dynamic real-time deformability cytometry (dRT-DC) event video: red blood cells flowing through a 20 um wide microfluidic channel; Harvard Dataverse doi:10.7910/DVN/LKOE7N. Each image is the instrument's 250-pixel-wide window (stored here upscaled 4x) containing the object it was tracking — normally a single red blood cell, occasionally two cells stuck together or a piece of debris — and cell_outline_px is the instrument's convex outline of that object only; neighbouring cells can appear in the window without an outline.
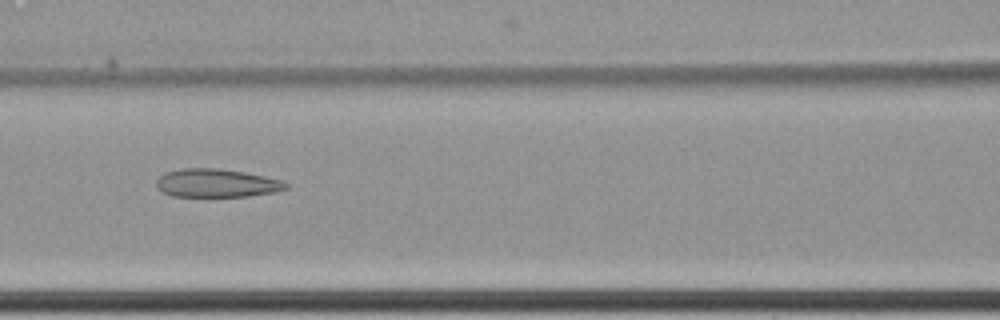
{"species": "common noctule bat (a hibernating species)", "species_latin": "Nyctalus noctula", "temperature_condition": "cold", "stored_images_in_passage": 9, "camera_frame_rate_fps": 3000, "um_per_image_px": 0.085, "animal": {"sex": "female", "body_mass_g": 22.7, "forearm_length_mm": 54.2}, "frame": {"image": 1, "passage_image": 7, "time_ms": 2.0, "image_size_px": [1000, 320], "cell_outline_px": [[292, 184], [288, 188], [276, 192], [248, 196], [172, 196], [156, 188], [156, 180], [160, 176], [168, 172], [180, 168], [216, 168], [244, 172], [264, 176], [280, 180]], "centroid_in_image_um": [18.44, 15.56], "position_along_channel_um": 148.2, "area_um2": 21.39}}
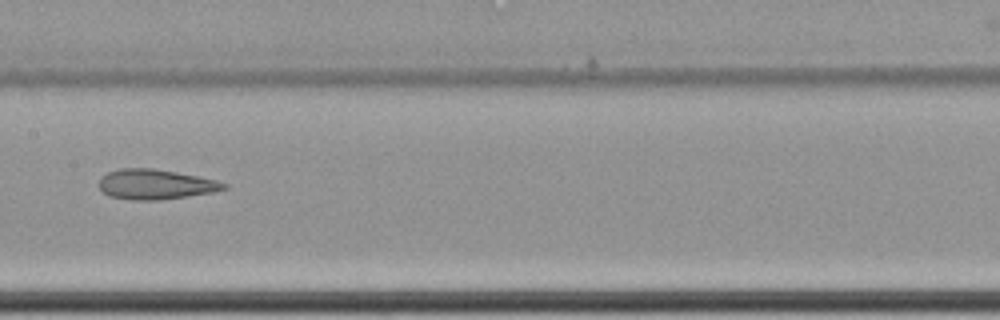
{"frame": {"image": 2, "passage_image": 8, "time_ms": 2.333, "image_size_px": [1000, 320], "cell_outline_px": [[228, 188], [212, 192], [188, 196], [160, 200], [132, 200], [108, 196], [100, 188], [100, 176], [108, 172], [120, 168], [152, 168], [176, 172], [216, 180], [228, 184]], "centroid_in_image_um": [13.2, 15.67], "position_along_channel_um": 194.2, "area_um2": 21.79}}
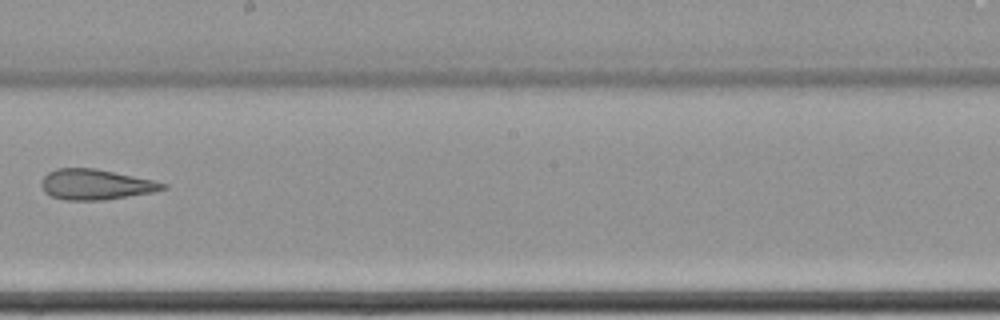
{"frame": {"image": 3, "passage_image": 9, "time_ms": 2.667, "image_size_px": [1000, 320], "cell_outline_px": [[168, 188], [152, 192], [104, 200], [64, 200], [52, 196], [44, 192], [40, 184], [40, 180], [48, 172], [56, 168], [96, 168], [156, 180], [168, 184]], "centroid_in_image_um": [8.14, 15.67], "position_along_channel_um": 240.1, "area_um2": 21.79}}